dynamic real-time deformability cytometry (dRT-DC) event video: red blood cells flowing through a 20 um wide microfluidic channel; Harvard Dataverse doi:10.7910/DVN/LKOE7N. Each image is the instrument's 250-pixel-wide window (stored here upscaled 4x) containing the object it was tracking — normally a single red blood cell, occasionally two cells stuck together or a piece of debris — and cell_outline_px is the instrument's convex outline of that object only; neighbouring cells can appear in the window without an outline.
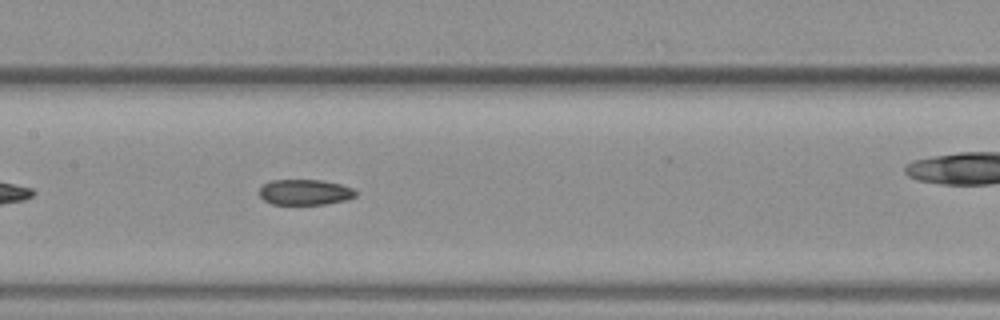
{"species": "common noctule bat (a hibernating species)", "species_latin": "Nyctalus noctula", "temperature_condition": "warm", "stored_images_in_passage": 39, "camera_frame_rate_fps": 3000, "um_per_image_px": 0.085, "animal": {"sex": "female", "body_mass_g": 19.3, "forearm_length_mm": 54.1}, "frame": {"image": 1, "passage_image": 12, "time_ms": 3.667, "image_size_px": [1000, 320], "cell_outline_px": [[360, 192], [356, 196], [348, 200], [324, 204], [272, 204], [264, 200], [260, 196], [260, 188], [264, 184], [272, 180], [324, 180], [340, 184], [352, 188]], "centroid_in_image_um": [25.97, 16.33], "position_along_channel_um": 181.4, "area_um2": 14.45}}